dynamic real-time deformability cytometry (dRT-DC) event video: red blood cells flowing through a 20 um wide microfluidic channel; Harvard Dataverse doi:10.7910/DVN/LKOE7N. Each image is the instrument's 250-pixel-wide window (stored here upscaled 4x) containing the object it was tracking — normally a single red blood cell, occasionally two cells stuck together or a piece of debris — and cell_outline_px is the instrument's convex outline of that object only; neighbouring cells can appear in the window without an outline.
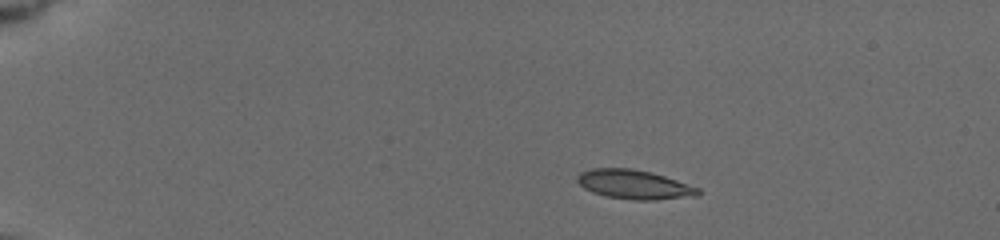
{"species": "common noctule bat (a hibernating species)", "species_latin": "Nyctalus noctula", "temperature_condition": "cold", "stored_images_in_passage": 35, "camera_frame_rate_fps": 3000, "um_per_image_px": 0.085, "animal": {"sex": "female", "body_mass_g": 19.5, "forearm_length_mm": 54.1}, "frame": {"image": 1, "passage_image": 1, "time_ms": 0.0, "image_size_px": [1000, 240], "cell_outline_px": [[700, 192], [696, 196], [656, 200], [632, 200], [608, 196], [592, 192], [584, 188], [576, 180], [576, 176], [580, 172], [592, 168], [632, 168], [664, 176], [700, 188]], "centroid_in_image_um": [53.89, 15.68], "position_along_channel_um": 31.1, "area_um2": 20.46}}
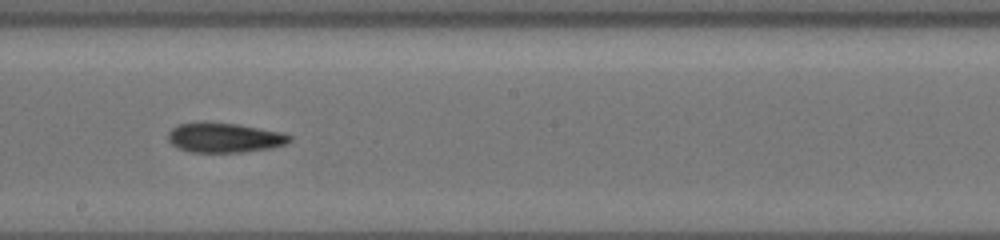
{"frame": {"image": 2, "passage_image": 16, "time_ms": 7.667, "image_size_px": [1000, 240], "cell_outline_px": [[292, 140], [284, 144], [272, 148], [244, 152], [188, 152], [172, 144], [168, 140], [168, 132], [172, 128], [180, 124], [236, 124], [284, 132], [292, 136]], "centroid_in_image_um": [19.14, 11.73], "position_along_channel_um": 229.1, "area_um2": 20.58}}
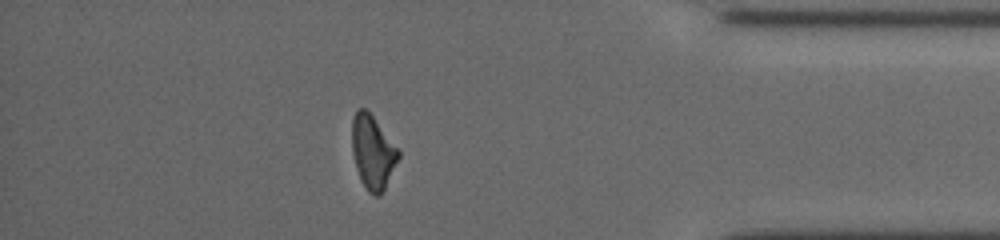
{"frame": {"image": 3, "passage_image": 30, "time_ms": 13.0, "image_size_px": [1000, 240], "cell_outline_px": [[400, 156], [384, 192], [380, 196], [376, 196], [368, 192], [360, 180], [356, 168], [352, 152], [352, 120], [356, 112], [360, 108], [364, 108], [372, 116], [400, 148]], "centroid_in_image_um": [31.71, 12.98], "position_along_channel_um": 403.5, "area_um2": 20.17}, "authors_computed_cell_mechanics": {"area_um2": 20.6924, "velocity_mm_per_s": 3.7501, "shape_relaxation_time_tau1_ms": 5.5596, "shape_relaxation_time_tau2_ms": 9.1802, "deformation_change_tau1": 0.1638, "deformation_change_tau2": 0.2165}}